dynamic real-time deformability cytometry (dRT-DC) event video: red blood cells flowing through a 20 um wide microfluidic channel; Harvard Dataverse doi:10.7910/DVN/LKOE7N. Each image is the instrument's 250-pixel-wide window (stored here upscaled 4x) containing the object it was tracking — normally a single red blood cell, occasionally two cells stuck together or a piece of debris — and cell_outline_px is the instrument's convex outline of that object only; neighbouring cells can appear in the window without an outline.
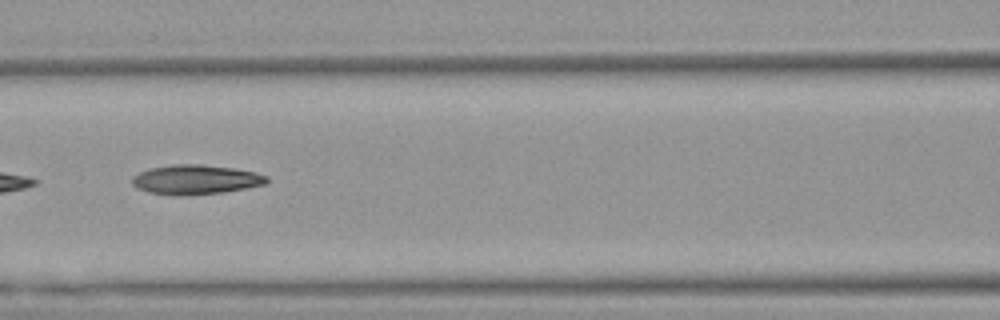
{"species": "Egyptian fruit bat (a non-hibernating species)", "species_latin": "Rousettus aegyptiacus", "temperature_condition": "warm", "stored_images_in_passage": 8, "camera_frame_rate_fps": 3000, "um_per_image_px": 0.085, "animal": {"sex": "female"}, "frame": {"image": 1, "passage_image": 5, "time_ms": 1.333, "image_size_px": [1000, 320], "cell_outline_px": [[268, 180], [264, 184], [224, 192], [184, 196], [176, 196], [148, 192], [136, 188], [132, 184], [132, 176], [148, 168], [172, 164], [200, 164], [232, 168], [256, 172], [268, 176]], "centroid_in_image_um": [16.58, 15.27], "position_along_channel_um": 150.0, "area_um2": 23.29}}
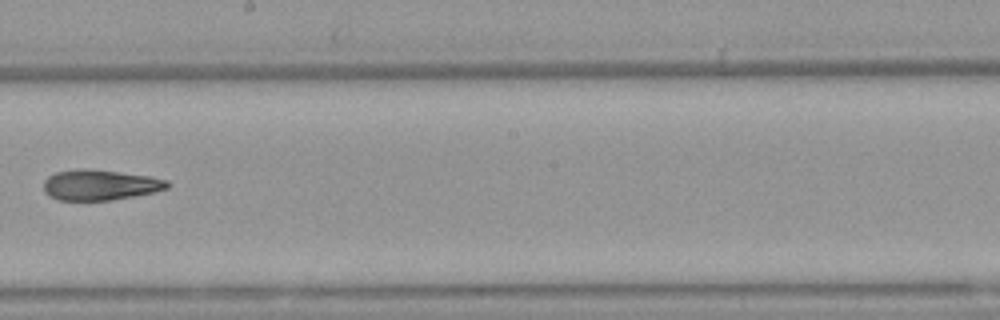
{"frame": {"image": 2, "passage_image": 7, "time_ms": 2.0, "image_size_px": [1000, 320], "cell_outline_px": [[172, 184], [168, 188], [156, 192], [112, 200], [60, 200], [44, 192], [44, 180], [48, 176], [56, 172], [80, 168], [88, 168], [152, 176], [168, 180]], "centroid_in_image_um": [8.56, 15.71], "position_along_channel_um": 239.6, "area_um2": 22.2}}
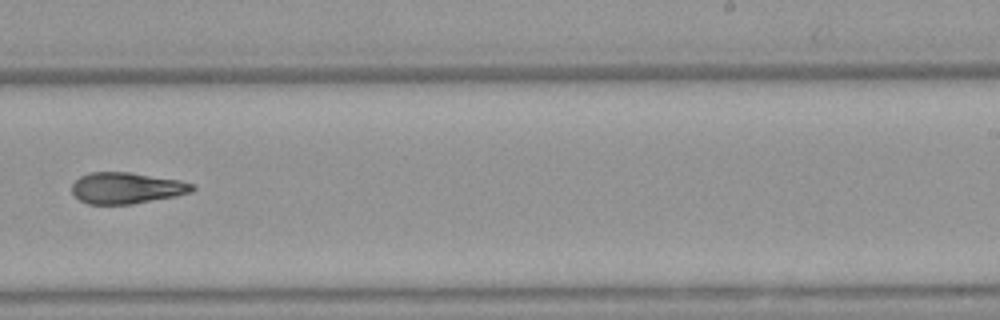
{"frame": {"image": 3, "passage_image": 8, "time_ms": 2.333, "image_size_px": [1000, 320], "cell_outline_px": [[196, 188], [192, 192], [176, 196], [132, 204], [88, 204], [80, 200], [72, 192], [72, 184], [80, 176], [88, 172], [128, 172], [180, 180], [196, 184]], "centroid_in_image_um": [10.78, 15.98], "position_along_channel_um": 278.2, "area_um2": 22.02}}